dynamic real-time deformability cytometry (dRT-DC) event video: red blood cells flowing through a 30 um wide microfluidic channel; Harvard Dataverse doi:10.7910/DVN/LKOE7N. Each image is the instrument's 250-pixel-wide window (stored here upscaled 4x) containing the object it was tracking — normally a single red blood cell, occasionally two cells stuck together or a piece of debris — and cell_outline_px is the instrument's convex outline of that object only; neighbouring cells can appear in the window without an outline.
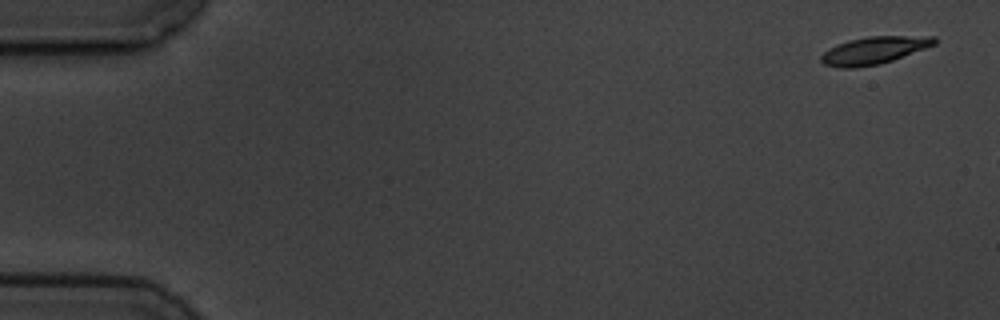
{"species": "common noctule bat (a hibernating species)", "species_latin": "Nyctalus noctula", "temperature_condition": "cold", "stored_images_in_passage": 3, "camera_frame_rate_fps": 3000, "um_per_image_px": 0.085, "animal": {"sex": "male", "body_mass_g": 19.5, "forearm_length_mm": 54.6}, "frame": {"image": 1, "passage_image": 1, "time_ms": 0.0, "image_size_px": [1000, 320], "cell_outline_px": [[936, 44], [892, 60], [880, 64], [856, 68], [840, 68], [824, 64], [820, 60], [820, 56], [828, 48], [848, 40], [868, 36], [936, 36]], "centroid_in_image_um": [74.26, 4.28], "position_along_channel_um": 10.7, "area_um2": 18.09}}